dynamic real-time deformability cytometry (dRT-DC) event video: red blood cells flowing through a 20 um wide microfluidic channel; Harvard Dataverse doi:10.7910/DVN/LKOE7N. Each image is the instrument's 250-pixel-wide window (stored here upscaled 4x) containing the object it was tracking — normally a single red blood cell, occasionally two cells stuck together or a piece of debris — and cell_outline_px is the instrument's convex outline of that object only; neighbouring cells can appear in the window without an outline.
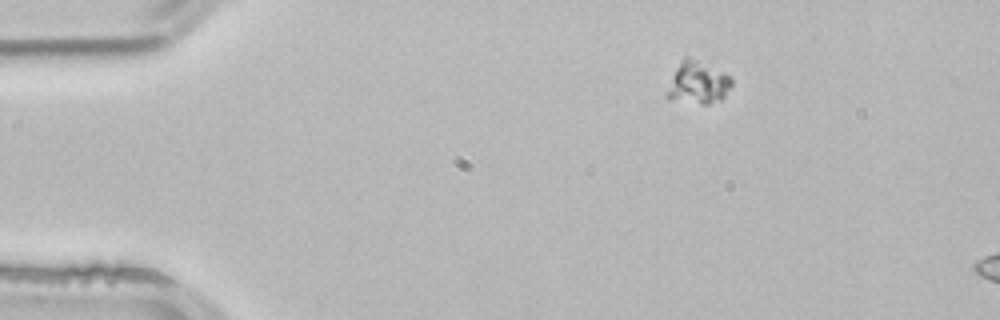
{"species": "common noctule bat (a hibernating species)", "species_latin": "Nyctalus noctula", "temperature_condition": "room temperature", "stored_images_in_passage": 8, "camera_frame_rate_fps": 3000, "um_per_image_px": 0.085, "animal": {"sex": "male", "body_mass_g": 21.5, "forearm_length_mm": 52.0}, "frame": {"image": 1, "passage_image": 1, "time_ms": 0.0, "image_size_px": [1000, 320], "cell_outline_px": [[732, 84], [724, 96], [720, 100], [708, 104], [700, 104], [668, 100], [664, 96], [672, 76], [676, 68], [684, 56], [688, 56], [724, 72], [732, 80]], "centroid_in_image_um": [59.27, 7.06], "position_along_channel_um": 25.7, "area_um2": 16.01}}